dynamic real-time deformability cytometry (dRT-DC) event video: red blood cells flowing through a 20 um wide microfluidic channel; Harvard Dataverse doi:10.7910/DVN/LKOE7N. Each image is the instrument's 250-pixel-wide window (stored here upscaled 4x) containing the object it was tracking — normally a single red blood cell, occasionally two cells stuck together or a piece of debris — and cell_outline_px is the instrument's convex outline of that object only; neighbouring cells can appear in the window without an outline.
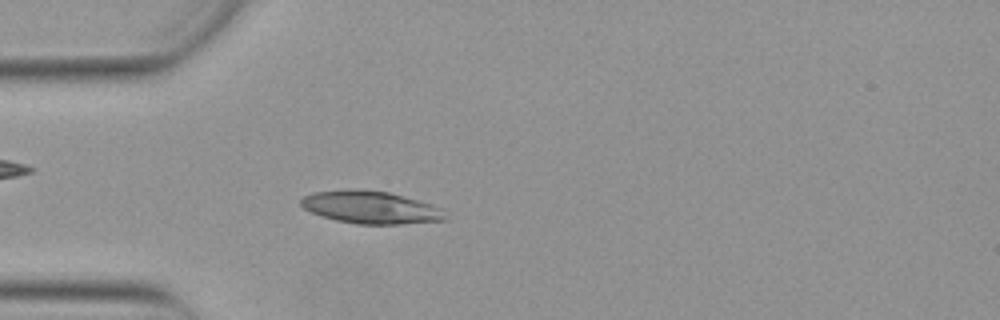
{"species": "Egyptian fruit bat (a non-hibernating species)", "species_latin": "Rousettus aegyptiacus", "temperature_condition": "warm", "stored_images_in_passage": 41, "camera_frame_rate_fps": 3000, "um_per_image_px": 0.085, "animal": {"sex": "female"}, "frame": {"image": 1, "passage_image": 14, "time_ms": 4.333, "image_size_px": [1000, 320], "cell_outline_px": [[448, 220], [400, 224], [356, 224], [336, 220], [320, 216], [304, 208], [300, 204], [300, 200], [304, 196], [312, 192], [348, 188], [360, 188], [388, 192], [432, 204], [444, 208]], "centroid_in_image_um": [31.52, 17.61], "position_along_channel_um": 53.5, "area_um2": 27.86}}
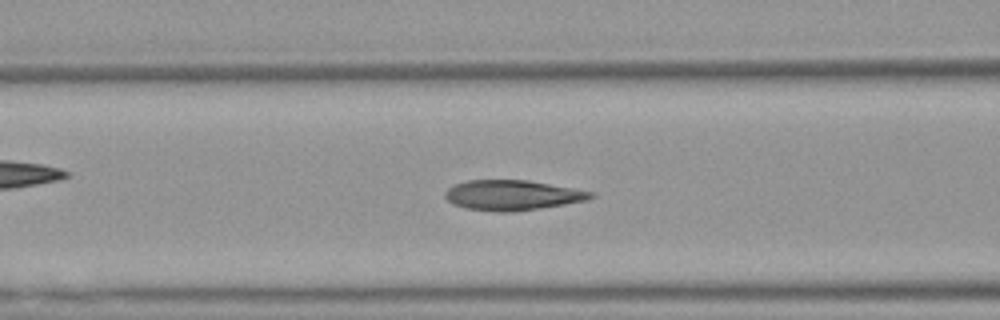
{"frame": {"image": 2, "passage_image": 20, "time_ms": 6.333, "image_size_px": [1000, 320], "cell_outline_px": [[596, 196], [588, 200], [540, 208], [508, 212], [496, 212], [464, 208], [452, 204], [444, 196], [444, 192], [448, 188], [456, 184], [468, 180], [528, 180], [596, 192]], "centroid_in_image_um": [43.56, 16.59], "position_along_channel_um": 123.0, "area_um2": 25.66}}
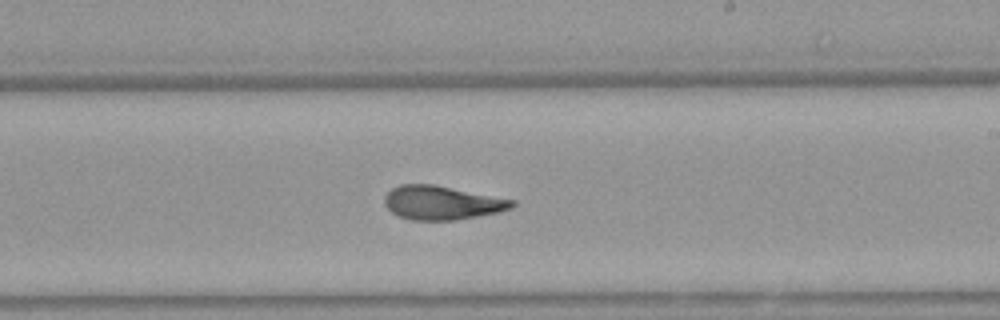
{"frame": {"image": 3, "passage_image": 30, "time_ms": 9.667, "image_size_px": [1000, 320], "cell_outline_px": [[516, 204], [512, 208], [500, 212], [456, 220], [412, 220], [400, 216], [392, 212], [384, 204], [384, 196], [392, 188], [400, 184], [432, 184], [516, 200]], "centroid_in_image_um": [37.58, 17.23], "position_along_channel_um": 251.4, "area_um2": 25.14}, "authors_computed_cell_mechanics": {"area_um2": 25.6632, "velocity_mm_per_s": 3.8626, "shape_relaxation_time_tau1_ms": 2.6515, "shape_relaxation_time_tau2_ms": null, "deformation_change_tau1": 0.0918, "deformation_change_tau2": null}}